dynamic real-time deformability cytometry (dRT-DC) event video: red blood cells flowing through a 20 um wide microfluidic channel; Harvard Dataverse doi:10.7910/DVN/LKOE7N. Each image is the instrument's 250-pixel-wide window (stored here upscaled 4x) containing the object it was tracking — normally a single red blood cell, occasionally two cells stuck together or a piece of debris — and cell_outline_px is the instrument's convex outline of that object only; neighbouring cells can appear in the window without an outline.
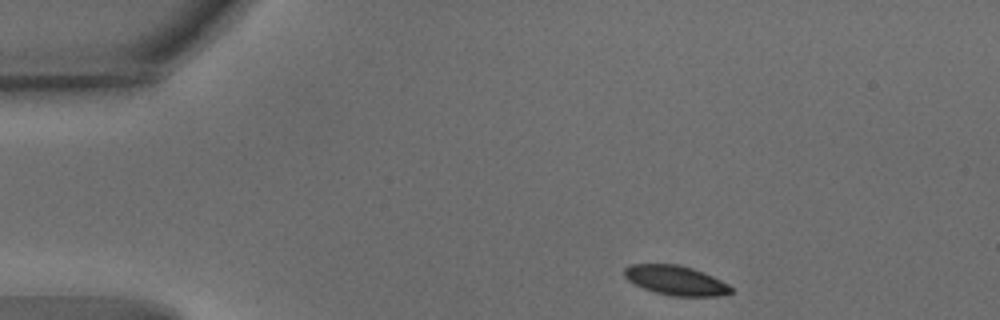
{"species": "common noctule bat (a hibernating species)", "species_latin": "Nyctalus noctula", "temperature_condition": "warm", "stored_images_in_passage": 41, "camera_frame_rate_fps": 3000, "um_per_image_px": 0.085, "animal": {"sex": "male", "body_mass_g": 15.6}, "frame": {"image": 1, "passage_image": 1, "time_ms": 0.0, "image_size_px": [1000, 320], "cell_outline_px": [[732, 292], [720, 296], [672, 296], [656, 292], [644, 288], [628, 280], [624, 276], [624, 268], [628, 264], [676, 264], [692, 268], [704, 272], [728, 284], [732, 288]], "centroid_in_image_um": [57.43, 23.82], "position_along_channel_um": 27.6, "area_um2": 18.26}}
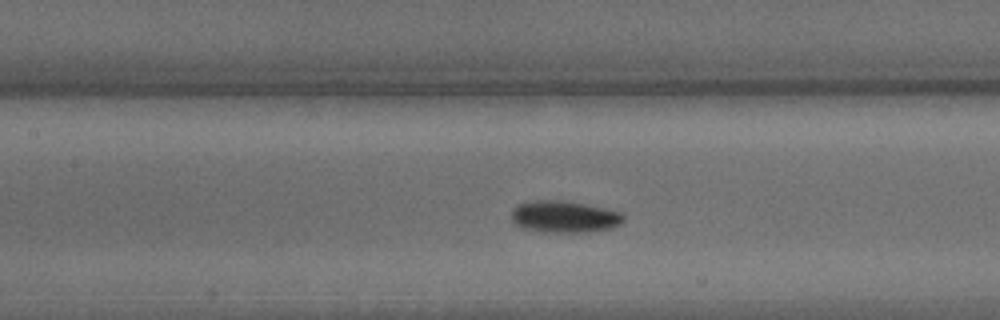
{"frame": {"image": 2, "passage_image": 17, "time_ms": 5.333, "image_size_px": [1000, 320], "cell_outline_px": [[624, 220], [620, 224], [612, 228], [588, 232], [540, 232], [520, 228], [512, 220], [512, 208], [516, 204], [532, 200], [564, 200], [604, 208], [620, 212], [624, 216]], "centroid_in_image_um": [47.92, 18.42], "position_along_channel_um": 159.5, "area_um2": 21.04}}
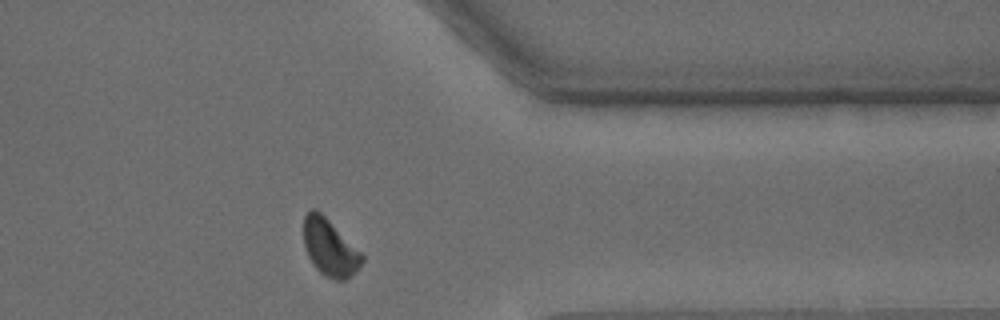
{"frame": {"image": 3, "passage_image": 36, "time_ms": 11.667, "image_size_px": [1000, 320], "cell_outline_px": [[364, 260], [356, 272], [344, 280], [336, 280], [324, 276], [316, 268], [308, 256], [304, 244], [304, 216], [312, 208], [316, 208], [364, 256]], "centroid_in_image_um": [28.02, 21.07], "position_along_channel_um": 383.4, "area_um2": 18.96}, "authors_computed_cell_mechanics": {"area_um2": 19.7676, "velocity_mm_per_s": 3.6998, "shape_relaxation_time_tau1_ms": 2.3205, "shape_relaxation_time_tau2_ms": null, "deformation_change_tau1": 0.0902, "deformation_change_tau2": null}}